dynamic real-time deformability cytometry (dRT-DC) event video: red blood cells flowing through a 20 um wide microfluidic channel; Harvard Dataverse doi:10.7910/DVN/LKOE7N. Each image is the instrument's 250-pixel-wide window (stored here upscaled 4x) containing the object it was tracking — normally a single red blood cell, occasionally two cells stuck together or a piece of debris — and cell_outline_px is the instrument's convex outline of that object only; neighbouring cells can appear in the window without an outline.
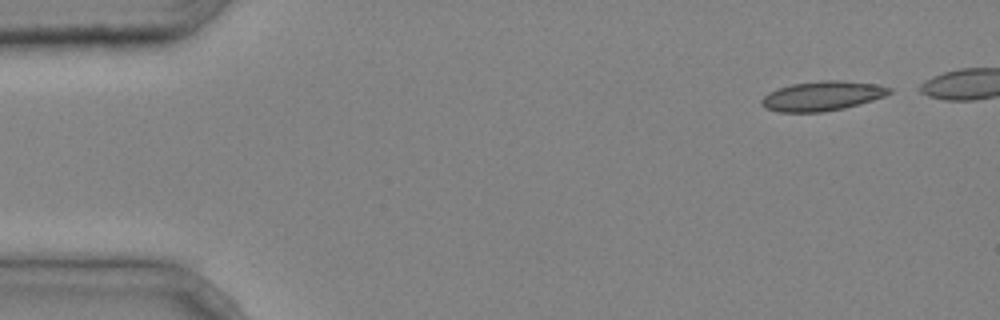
{"species": "common noctule bat (a hibernating species)", "species_latin": "Nyctalus noctula", "temperature_condition": "cold", "stored_images_in_passage": 6, "camera_frame_rate_fps": 3000, "um_per_image_px": 0.085, "animal": {"sex": "male", "body_mass_g": 20.4}, "frame": {"image": 1, "passage_image": 1, "time_ms": 0.0, "image_size_px": [1000, 320], "cell_outline_px": [[892, 92], [884, 96], [872, 100], [844, 108], [824, 112], [780, 112], [764, 108], [760, 104], [760, 100], [768, 92], [792, 84], [820, 80], [840, 80], [876, 84], [892, 88]], "centroid_in_image_um": [69.87, 8.16], "position_along_channel_um": 15.1, "area_um2": 22.02}}